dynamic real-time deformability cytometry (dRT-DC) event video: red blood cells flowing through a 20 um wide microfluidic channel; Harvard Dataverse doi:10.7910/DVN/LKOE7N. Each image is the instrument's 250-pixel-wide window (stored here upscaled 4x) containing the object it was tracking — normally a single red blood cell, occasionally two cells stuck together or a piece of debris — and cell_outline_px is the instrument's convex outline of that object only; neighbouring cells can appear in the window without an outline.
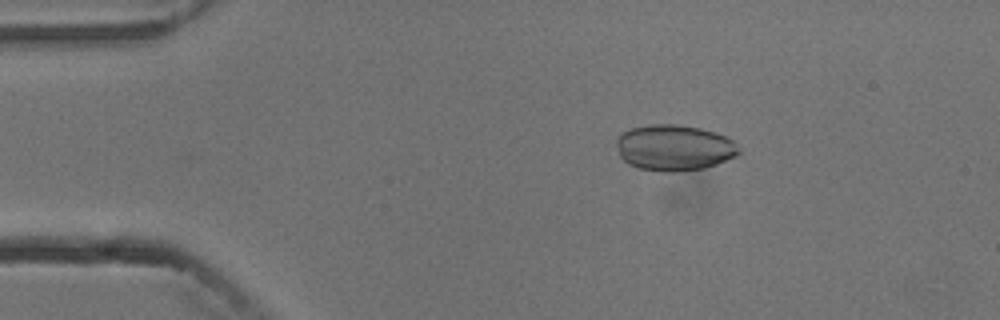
{"species": "common noctule bat (a hibernating species)", "species_latin": "Nyctalus noctula", "temperature_condition": "cold", "stored_images_in_passage": 4, "camera_frame_rate_fps": 3000, "um_per_image_px": 0.085, "animal": {"sex": "male", "body_mass_g": 13.3}, "frame": {"image": 1, "passage_image": 3, "time_ms": 2.333, "image_size_px": [1000, 320], "cell_outline_px": [[740, 152], [736, 156], [716, 164], [704, 168], [676, 172], [664, 172], [640, 168], [628, 164], [620, 156], [616, 144], [616, 140], [624, 132], [632, 128], [652, 124], [676, 124], [700, 128], [716, 132], [732, 140], [740, 148]], "centroid_in_image_um": [57.32, 12.56], "position_along_channel_um": 27.7, "area_um2": 32.71}}